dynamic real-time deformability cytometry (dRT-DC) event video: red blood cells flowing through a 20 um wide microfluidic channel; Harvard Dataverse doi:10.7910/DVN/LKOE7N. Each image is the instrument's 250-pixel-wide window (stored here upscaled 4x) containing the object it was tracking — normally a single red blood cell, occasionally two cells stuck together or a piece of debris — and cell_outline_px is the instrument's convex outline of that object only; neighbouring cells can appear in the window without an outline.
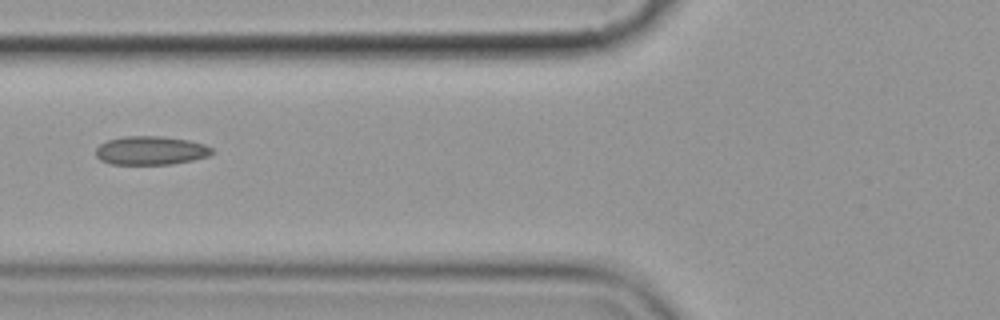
{"species": "common noctule bat (a hibernating species)", "species_latin": "Nyctalus noctula", "temperature_condition": "cold", "stored_images_in_passage": 3, "camera_frame_rate_fps": 3000, "um_per_image_px": 0.085, "animal": {"sex": "female", "body_mass_g": 19.9}, "frame": {"image": 1, "passage_image": 3, "time_ms": 2.667, "image_size_px": [1000, 320], "cell_outline_px": [[216, 152], [208, 156], [192, 160], [172, 164], [112, 164], [100, 160], [96, 156], [96, 148], [100, 144], [108, 140], [124, 136], [160, 136], [188, 140], [204, 144], [212, 148]], "centroid_in_image_um": [12.82, 12.79], "position_along_channel_um": 113.0, "area_um2": 19.42}}